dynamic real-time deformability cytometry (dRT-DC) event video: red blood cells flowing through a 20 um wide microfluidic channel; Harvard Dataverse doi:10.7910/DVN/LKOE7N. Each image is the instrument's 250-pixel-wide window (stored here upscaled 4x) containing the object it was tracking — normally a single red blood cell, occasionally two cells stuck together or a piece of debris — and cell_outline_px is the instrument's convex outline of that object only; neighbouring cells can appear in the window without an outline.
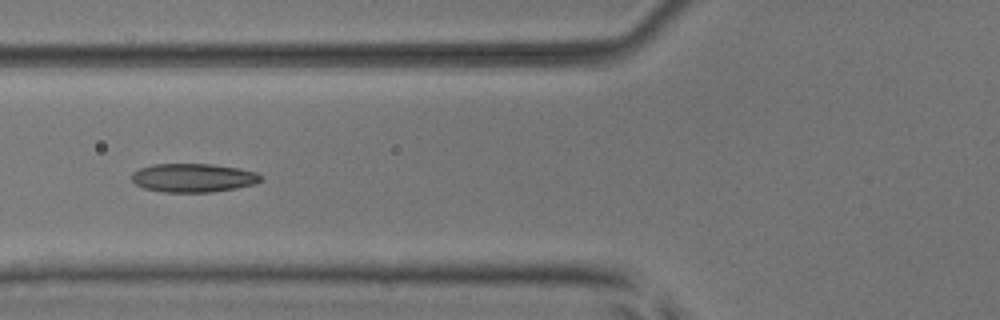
{"species": "common noctule bat (a hibernating species)", "species_latin": "Nyctalus noctula", "temperature_condition": "room temperature", "stored_images_in_passage": 5, "camera_frame_rate_fps": 3000, "um_per_image_px": 0.085, "animal": {"sex": "male", "body_mass_g": 17.9, "forearm_length_mm": 54.2}, "frame": {"image": 1, "passage_image": 5, "time_ms": 4.667, "image_size_px": [1000, 320], "cell_outline_px": [[264, 180], [256, 184], [236, 188], [212, 192], [164, 192], [144, 188], [136, 184], [132, 180], [132, 172], [140, 168], [152, 164], [212, 164], [240, 168], [256, 172], [264, 176]], "centroid_in_image_um": [16.48, 15.11], "position_along_channel_um": 109.3, "area_um2": 21.79}}